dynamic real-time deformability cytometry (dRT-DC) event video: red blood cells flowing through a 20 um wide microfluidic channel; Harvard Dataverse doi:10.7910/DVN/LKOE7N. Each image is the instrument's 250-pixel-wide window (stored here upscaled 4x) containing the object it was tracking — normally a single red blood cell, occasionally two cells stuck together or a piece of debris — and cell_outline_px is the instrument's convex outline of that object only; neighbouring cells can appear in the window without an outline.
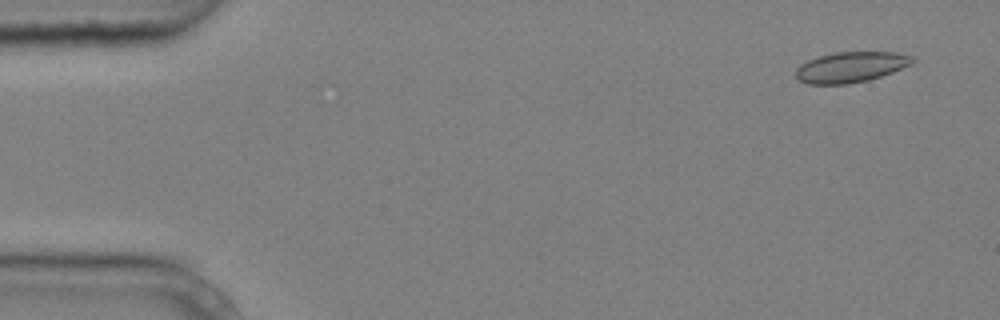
{"species": "common noctule bat (a hibernating species)", "species_latin": "Nyctalus noctula", "temperature_condition": "cold", "stored_images_in_passage": 5, "camera_frame_rate_fps": 3000, "um_per_image_px": 0.085, "animal": {"sex": "male", "body_mass_g": 20.4}, "frame": {"image": 1, "passage_image": 1, "time_ms": 0.0, "image_size_px": [1000, 320], "cell_outline_px": [[916, 60], [912, 64], [892, 72], [868, 80], [848, 84], [808, 84], [800, 80], [796, 76], [796, 68], [800, 64], [808, 60], [820, 56], [836, 52], [896, 52], [912, 56]], "centroid_in_image_um": [72.33, 5.7], "position_along_channel_um": 12.7, "area_um2": 20.69}}
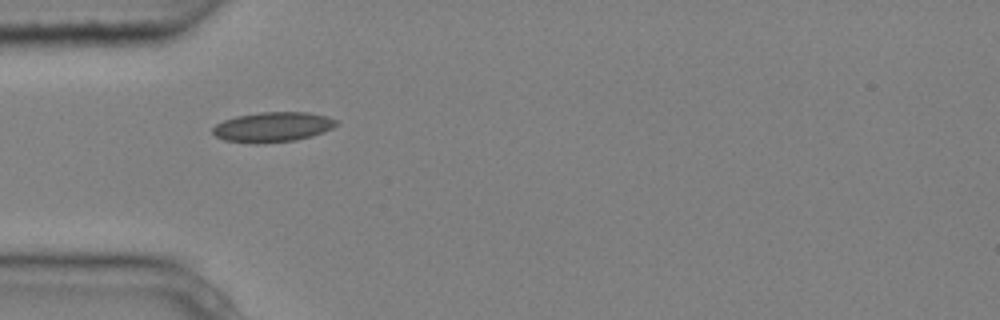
{"frame": {"image": 2, "passage_image": 4, "time_ms": 1.0, "image_size_px": [1000, 320], "cell_outline_px": [[336, 124], [332, 128], [312, 136], [296, 140], [256, 144], [224, 140], [216, 136], [212, 132], [212, 128], [216, 124], [224, 120], [236, 116], [260, 112], [308, 112], [324, 116], [336, 120]], "centroid_in_image_um": [23.14, 10.8], "position_along_channel_um": 61.9, "area_um2": 21.44}}
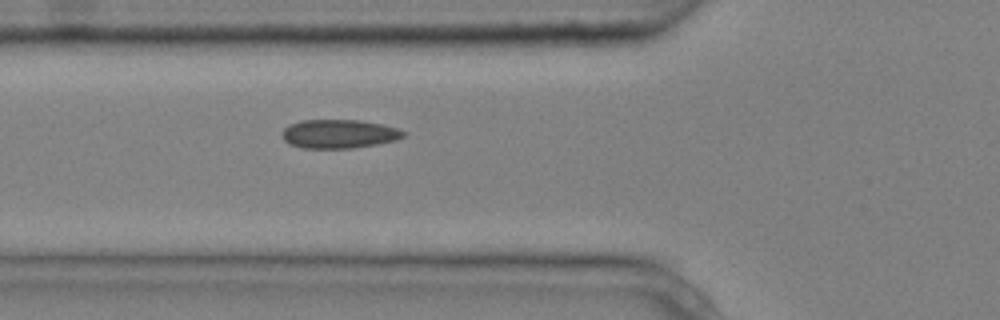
{"frame": {"image": 3, "passage_image": 5, "time_ms": 1.333, "image_size_px": [1000, 320], "cell_outline_px": [[408, 132], [404, 136], [396, 140], [376, 144], [352, 148], [304, 148], [288, 144], [284, 140], [280, 132], [288, 124], [300, 120], [360, 120], [400, 128]], "centroid_in_image_um": [28.8, 11.37], "position_along_channel_um": 97.0, "area_um2": 20.58}}